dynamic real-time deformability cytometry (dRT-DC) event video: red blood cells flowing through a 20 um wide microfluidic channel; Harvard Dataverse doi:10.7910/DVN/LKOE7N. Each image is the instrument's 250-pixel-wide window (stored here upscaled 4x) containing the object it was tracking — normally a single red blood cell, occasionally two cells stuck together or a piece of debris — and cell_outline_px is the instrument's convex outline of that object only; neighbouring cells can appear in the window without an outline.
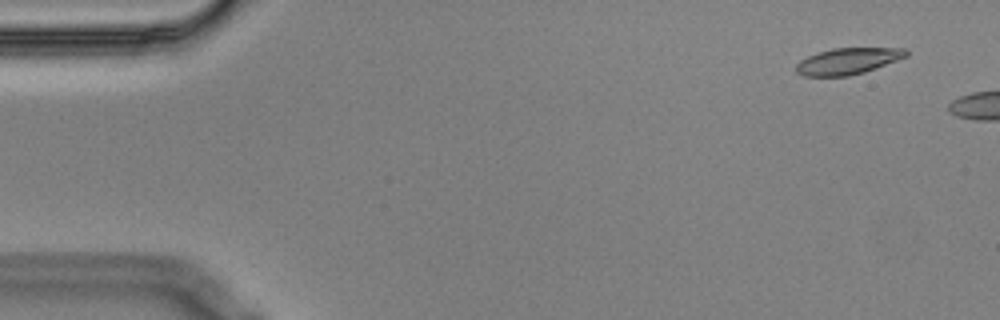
{"species": "Egyptian fruit bat (a non-hibernating species)", "species_latin": "Rousettus aegyptiacus", "temperature_condition": "cold", "stored_images_in_passage": 5, "camera_frame_rate_fps": 3000, "um_per_image_px": 0.085, "animal": {"sex": "male"}, "frame": {"image": 1, "passage_image": 1, "time_ms": 0.0, "image_size_px": [1000, 320], "cell_outline_px": [[908, 56], [876, 68], [864, 72], [848, 76], [804, 76], [796, 72], [796, 64], [800, 60], [808, 56], [832, 48], [904, 48], [908, 52]], "centroid_in_image_um": [72.06, 5.2], "position_along_channel_um": 12.9, "area_um2": 16.82}}